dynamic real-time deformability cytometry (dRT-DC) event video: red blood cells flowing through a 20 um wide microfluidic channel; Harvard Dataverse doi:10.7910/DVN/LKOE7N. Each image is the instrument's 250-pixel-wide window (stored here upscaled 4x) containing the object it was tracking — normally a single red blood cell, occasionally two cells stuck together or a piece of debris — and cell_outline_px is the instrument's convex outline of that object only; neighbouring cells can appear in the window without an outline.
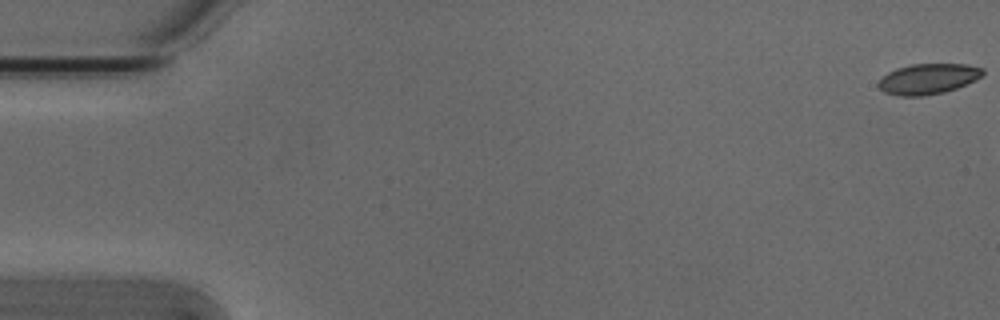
{"species": "Egyptian fruit bat (a non-hibernating species)", "species_latin": "Rousettus aegyptiacus", "temperature_condition": "cold", "stored_images_in_passage": 3, "camera_frame_rate_fps": 3000, "um_per_image_px": 0.085, "animal": {"sex": "male"}, "frame": {"image": 1, "passage_image": 1, "time_ms": 0.0, "image_size_px": [1000, 320], "cell_outline_px": [[984, 72], [976, 80], [956, 88], [944, 92], [920, 96], [900, 96], [884, 92], [880, 88], [880, 80], [888, 72], [896, 68], [912, 64], [964, 64], [984, 68]], "centroid_in_image_um": [78.91, 6.7], "position_along_channel_um": 6.1, "area_um2": 18.32}}